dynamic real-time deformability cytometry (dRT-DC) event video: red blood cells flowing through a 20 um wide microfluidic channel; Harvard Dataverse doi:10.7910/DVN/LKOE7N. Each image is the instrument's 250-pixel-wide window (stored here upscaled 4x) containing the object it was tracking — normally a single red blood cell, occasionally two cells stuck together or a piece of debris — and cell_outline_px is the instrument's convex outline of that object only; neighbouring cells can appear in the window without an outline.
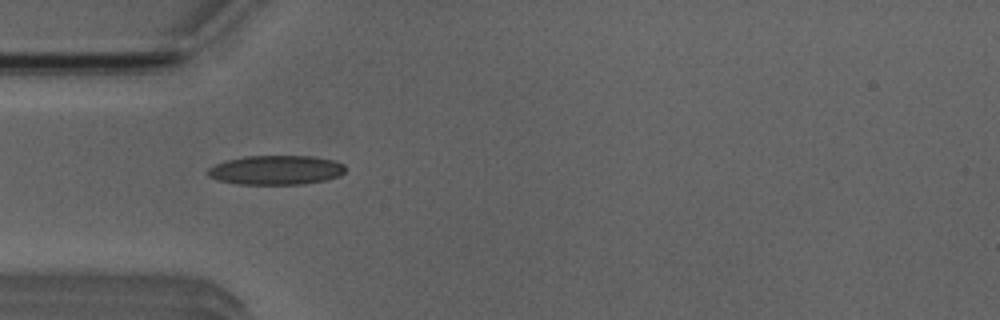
{"species": "Egyptian fruit bat (a non-hibernating species)", "species_latin": "Rousettus aegyptiacus", "temperature_condition": "room temperature", "stored_images_in_passage": 7, "camera_frame_rate_fps": 3000, "um_per_image_px": 0.085, "animal": {"sex": "male"}, "frame": {"image": 1, "passage_image": 5, "time_ms": 4.667, "image_size_px": [1000, 320], "cell_outline_px": [[344, 172], [340, 176], [324, 180], [300, 184], [236, 184], [216, 180], [208, 176], [208, 168], [216, 164], [228, 160], [244, 156], [312, 156], [332, 160], [344, 164]], "centroid_in_image_um": [23.44, 14.45], "position_along_channel_um": 61.6, "area_um2": 23.41}}